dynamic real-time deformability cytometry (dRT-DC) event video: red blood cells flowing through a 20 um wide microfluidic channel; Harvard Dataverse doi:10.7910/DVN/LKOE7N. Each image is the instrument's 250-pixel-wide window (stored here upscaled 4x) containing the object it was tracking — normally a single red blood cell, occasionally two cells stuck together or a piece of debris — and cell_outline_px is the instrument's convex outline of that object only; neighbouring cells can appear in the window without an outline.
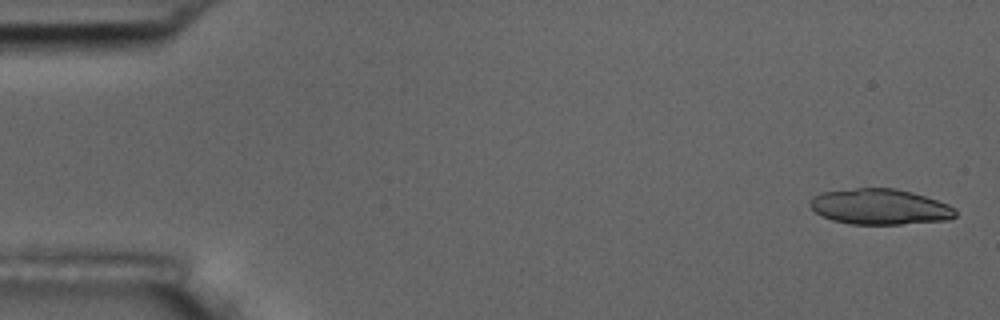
{"species": "common noctule bat (a hibernating species)", "species_latin": "Nyctalus noctula", "temperature_condition": "room temperature", "stored_images_in_passage": 54, "segment_of_instrument_passage": [1, 2], "camera_frame_rate_fps": 3000, "um_per_image_px": 0.085, "animal": {"sex": "male", "body_mass_g": 17.5, "forearm_length_mm": 52.3}, "frame": {"image": 1, "passage_image": 2, "time_ms": 0.333, "image_size_px": [1000, 320], "cell_outline_px": [[956, 216], [948, 220], [900, 224], [848, 224], [832, 220], [816, 212], [808, 204], [808, 200], [812, 196], [824, 192], [856, 188], [896, 188], [912, 192], [948, 204], [956, 208]], "centroid_in_image_um": [74.79, 17.57], "position_along_channel_um": 10.2, "area_um2": 30.23}}